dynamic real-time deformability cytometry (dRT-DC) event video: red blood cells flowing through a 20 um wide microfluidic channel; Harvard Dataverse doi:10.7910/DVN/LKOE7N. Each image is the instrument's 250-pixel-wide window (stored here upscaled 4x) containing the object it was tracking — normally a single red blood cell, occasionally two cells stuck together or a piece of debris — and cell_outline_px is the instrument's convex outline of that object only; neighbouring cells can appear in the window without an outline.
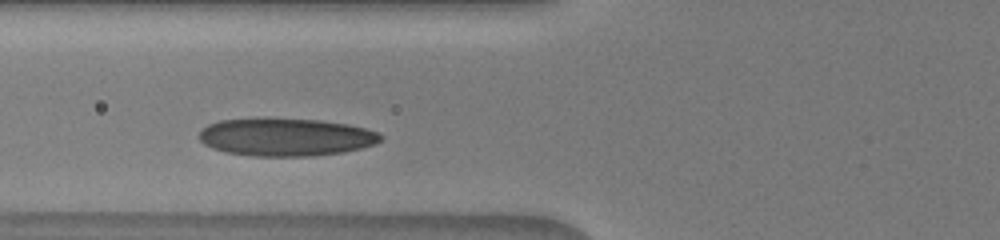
{"species": "human", "species_latin": "Homo sapiens", "temperature_condition": "warm", "stored_images_in_passage": 33, "camera_frame_rate_fps": 3000, "um_per_image_px": 0.085, "donor": {"sex": "male"}, "frame": {"image": 1, "passage_image": 6, "time_ms": 1.667, "image_size_px": [1000, 240], "cell_outline_px": [[380, 140], [376, 144], [344, 152], [312, 156], [252, 156], [224, 152], [212, 148], [204, 144], [196, 136], [208, 124], [220, 120], [264, 116], [268, 116], [320, 120], [348, 124], [380, 132]], "centroid_in_image_um": [24.24, 11.62], "position_along_channel_um": 101.6, "area_um2": 40.92}}